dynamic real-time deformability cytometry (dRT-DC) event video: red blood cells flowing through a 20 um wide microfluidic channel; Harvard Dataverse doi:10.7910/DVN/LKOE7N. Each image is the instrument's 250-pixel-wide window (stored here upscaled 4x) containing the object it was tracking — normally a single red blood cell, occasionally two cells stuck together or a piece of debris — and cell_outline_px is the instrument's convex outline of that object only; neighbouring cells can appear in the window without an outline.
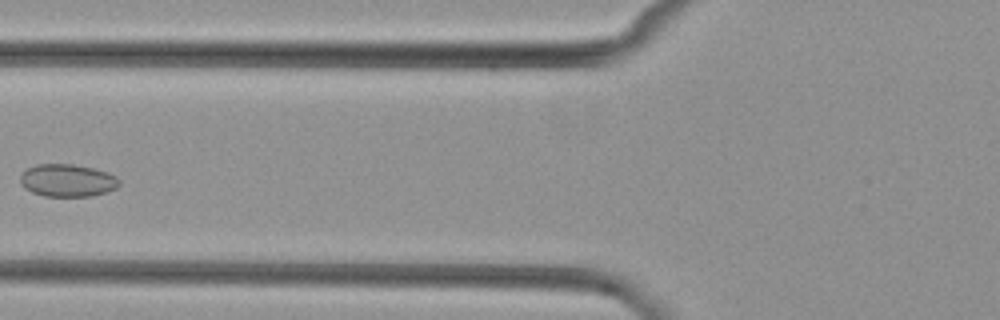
{"species": "common noctule bat (a hibernating species)", "species_latin": "Nyctalus noctula", "temperature_condition": "cold", "stored_images_in_passage": 5, "camera_frame_rate_fps": 3000, "um_per_image_px": 0.085, "animal": {"sex": "female", "body_mass_g": 29.2, "forearm_length_mm": 56.3}, "frame": {"image": 1, "passage_image": 4, "time_ms": 3.667, "image_size_px": [1000, 320], "cell_outline_px": [[120, 184], [116, 188], [92, 196], [44, 196], [32, 192], [24, 188], [20, 184], [20, 176], [28, 168], [36, 164], [72, 164], [92, 168], [108, 172], [116, 176], [120, 180]], "centroid_in_image_um": [5.73, 15.33], "position_along_channel_um": 120.1, "area_um2": 18.79}}
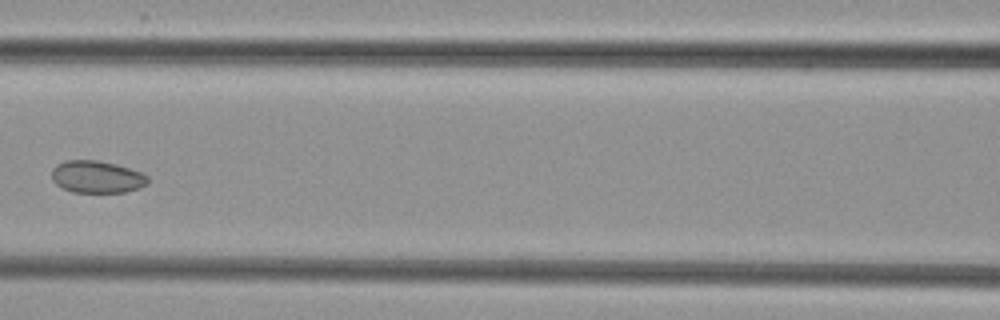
{"frame": {"image": 2, "passage_image": 5, "time_ms": 4.667, "image_size_px": [1000, 320], "cell_outline_px": [[148, 184], [140, 188], [124, 192], [72, 192], [56, 184], [52, 180], [52, 168], [56, 164], [64, 160], [96, 160], [116, 164], [140, 172], [148, 176]], "centroid_in_image_um": [8.22, 15.03], "position_along_channel_um": 158.4, "area_um2": 18.09}}